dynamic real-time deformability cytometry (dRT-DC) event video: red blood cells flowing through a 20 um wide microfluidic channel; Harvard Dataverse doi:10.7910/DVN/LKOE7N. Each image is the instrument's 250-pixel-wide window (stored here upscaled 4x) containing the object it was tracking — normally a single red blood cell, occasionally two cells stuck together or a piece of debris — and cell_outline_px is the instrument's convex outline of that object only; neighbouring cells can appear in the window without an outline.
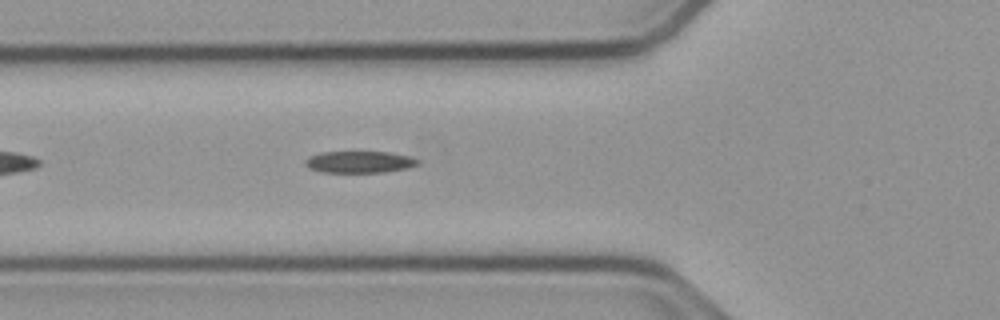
{"species": "common noctule bat (a hibernating species)", "species_latin": "Nyctalus noctula", "temperature_condition": "cold", "stored_images_in_passage": 38, "camera_frame_rate_fps": 3000, "um_per_image_px": 0.085, "animal": {"sex": "male", "body_mass_g": 23.1, "forearm_length_mm": 52.7}, "frame": {"image": 1, "passage_image": 7, "time_ms": 2.0, "image_size_px": [1000, 320], "cell_outline_px": [[420, 164], [408, 168], [384, 172], [320, 172], [308, 168], [304, 164], [304, 160], [308, 156], [320, 152], [388, 152], [408, 156], [420, 160]], "centroid_in_image_um": [30.52, 13.77], "position_along_channel_um": 95.3, "area_um2": 14.39}}
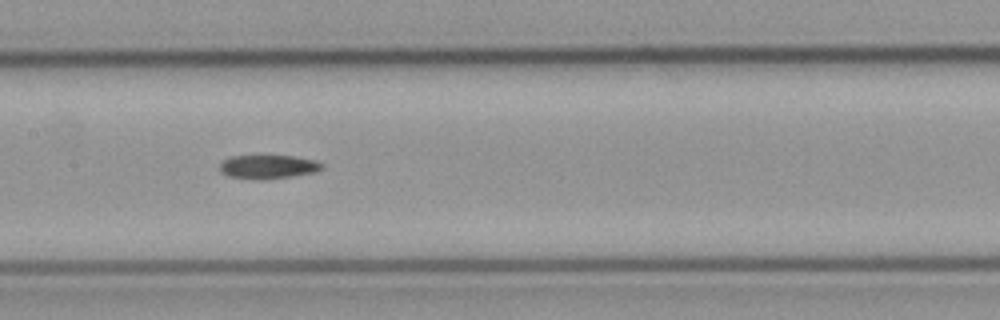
{"frame": {"image": 2, "passage_image": 14, "time_ms": 4.333, "image_size_px": [1000, 320], "cell_outline_px": [[324, 168], [312, 172], [292, 176], [264, 180], [260, 180], [228, 176], [220, 168], [220, 164], [224, 160], [232, 156], [292, 156], [316, 160], [324, 164]], "centroid_in_image_um": [22.82, 14.18], "position_along_channel_um": 184.6, "area_um2": 13.99}}
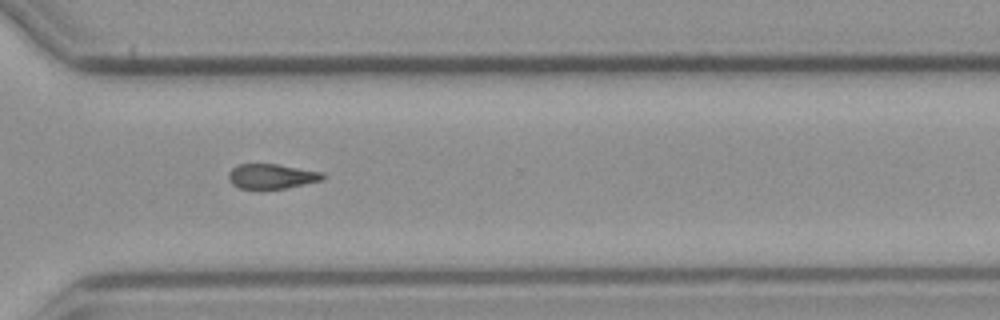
{"frame": {"image": 3, "passage_image": 27, "time_ms": 8.667, "image_size_px": [1000, 320], "cell_outline_px": [[324, 180], [284, 188], [240, 188], [232, 184], [228, 176], [228, 172], [232, 168], [240, 164], [276, 164], [324, 172]], "centroid_in_image_um": [23.11, 14.97], "position_along_channel_um": 347.5, "area_um2": 13.47}}